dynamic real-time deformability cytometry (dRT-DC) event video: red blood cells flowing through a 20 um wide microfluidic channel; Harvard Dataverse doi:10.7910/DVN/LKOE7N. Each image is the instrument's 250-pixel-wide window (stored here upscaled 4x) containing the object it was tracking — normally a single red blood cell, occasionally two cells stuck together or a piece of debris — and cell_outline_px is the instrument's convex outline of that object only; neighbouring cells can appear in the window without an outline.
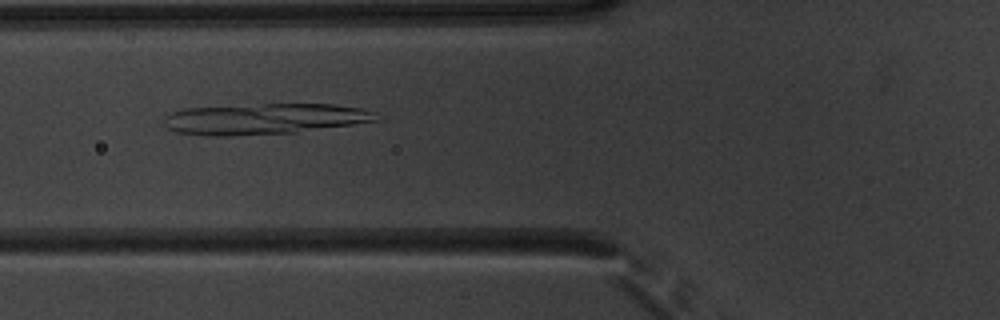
{"species": "common noctule bat (a hibernating species)", "species_latin": "Nyctalus noctula", "temperature_condition": "warm", "stored_images_in_passage": 51, "camera_frame_rate_fps": 3000, "um_per_image_px": 0.085, "animal": {"sex": "male", "body_mass_g": 20.1, "forearm_length_mm": 53.5}, "frame": {"image": 1, "passage_image": 20, "time_ms": 6.333, "image_size_px": [1000, 320], "cell_outline_px": [[376, 120], [352, 124], [296, 132], [232, 136], [208, 136], [176, 132], [168, 128], [164, 124], [164, 116], [172, 112], [184, 108], [264, 104], [336, 104], [360, 108], [376, 112]], "centroid_in_image_um": [22.41, 10.1], "position_along_channel_um": 103.4, "area_um2": 38.03}}